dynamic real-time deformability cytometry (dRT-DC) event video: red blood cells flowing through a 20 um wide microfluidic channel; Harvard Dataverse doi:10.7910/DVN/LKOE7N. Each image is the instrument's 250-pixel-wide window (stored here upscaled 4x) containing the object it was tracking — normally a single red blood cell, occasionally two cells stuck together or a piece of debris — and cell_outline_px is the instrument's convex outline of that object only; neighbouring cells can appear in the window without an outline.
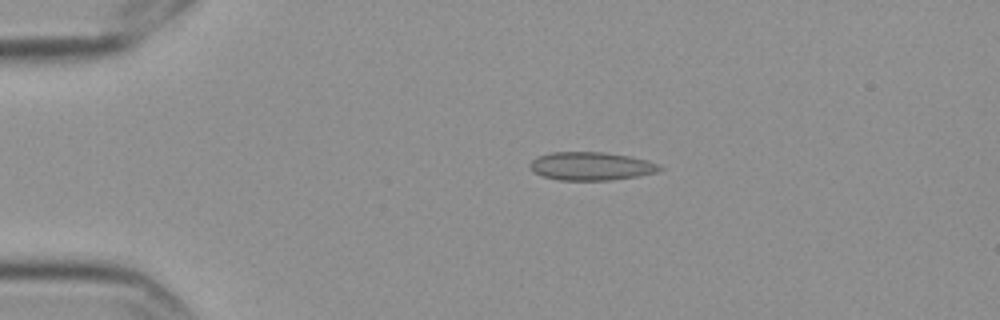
{"species": "Egyptian fruit bat (a non-hibernating species)", "species_latin": "Rousettus aegyptiacus", "temperature_condition": "cold", "stored_images_in_passage": 4, "camera_frame_rate_fps": 3000, "um_per_image_px": 0.085, "frame": {"image": 1, "passage_image": 3, "time_ms": 0.667, "image_size_px": [1000, 320], "cell_outline_px": [[664, 168], [656, 172], [640, 176], [612, 180], [560, 180], [544, 176], [536, 172], [528, 164], [536, 156], [552, 152], [604, 152], [628, 156], [648, 160], [660, 164]], "centroid_in_image_um": [50.29, 14.12], "position_along_channel_um": 34.7, "area_um2": 21.39}}